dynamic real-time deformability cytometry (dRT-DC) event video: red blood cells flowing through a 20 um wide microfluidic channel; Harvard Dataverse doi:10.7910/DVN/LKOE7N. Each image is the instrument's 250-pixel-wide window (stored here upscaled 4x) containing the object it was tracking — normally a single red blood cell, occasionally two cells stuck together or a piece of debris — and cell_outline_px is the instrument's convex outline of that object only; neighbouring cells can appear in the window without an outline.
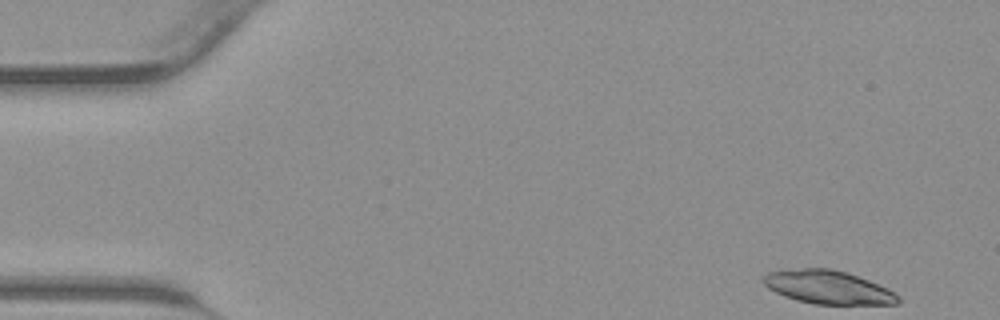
{"species": "common noctule bat (a hibernating species)", "species_latin": "Nyctalus noctula", "temperature_condition": "warm", "stored_images_in_passage": 41, "camera_frame_rate_fps": 3000, "um_per_image_px": 0.085, "animal": {"sex": "male", "body_mass_g": 23.1, "forearm_length_mm": 52.7}, "frame": {"image": 1, "passage_image": 1, "time_ms": 0.0, "image_size_px": [1000, 320], "cell_outline_px": [[900, 304], [812, 304], [796, 300], [784, 296], [768, 288], [764, 284], [764, 276], [768, 272], [804, 268], [832, 268], [848, 272], [888, 288], [900, 296]], "centroid_in_image_um": [70.42, 24.42], "position_along_channel_um": 14.6, "area_um2": 26.24}}